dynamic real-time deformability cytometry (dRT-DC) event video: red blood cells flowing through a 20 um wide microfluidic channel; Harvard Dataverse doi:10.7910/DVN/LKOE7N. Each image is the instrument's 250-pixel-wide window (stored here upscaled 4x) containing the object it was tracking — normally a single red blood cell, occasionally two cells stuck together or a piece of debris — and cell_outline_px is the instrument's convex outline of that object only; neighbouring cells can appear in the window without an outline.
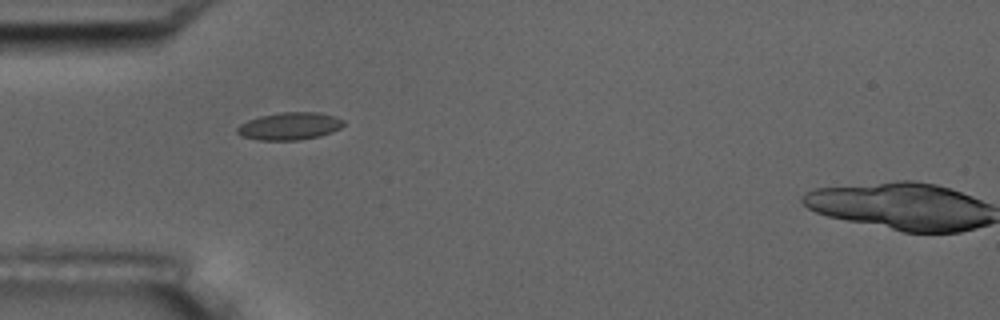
{"species": "common noctule bat (a hibernating species)", "species_latin": "Nyctalus noctula", "temperature_condition": "room temperature", "stored_images_in_passage": 6, "camera_frame_rate_fps": 3000, "um_per_image_px": 0.085, "animal": {"sex": "male", "body_mass_g": 17.5, "forearm_length_mm": 52.3}, "frame": {"image": 1, "passage_image": 5, "time_ms": 5.333, "image_size_px": [1000, 320], "cell_outline_px": [[344, 124], [340, 128], [332, 132], [320, 136], [300, 140], [260, 140], [240, 136], [236, 132], [236, 128], [240, 124], [248, 120], [260, 116], [280, 112], [320, 112], [336, 116], [344, 120]], "centroid_in_image_um": [24.62, 10.72], "position_along_channel_um": 60.4, "area_um2": 17.22}}